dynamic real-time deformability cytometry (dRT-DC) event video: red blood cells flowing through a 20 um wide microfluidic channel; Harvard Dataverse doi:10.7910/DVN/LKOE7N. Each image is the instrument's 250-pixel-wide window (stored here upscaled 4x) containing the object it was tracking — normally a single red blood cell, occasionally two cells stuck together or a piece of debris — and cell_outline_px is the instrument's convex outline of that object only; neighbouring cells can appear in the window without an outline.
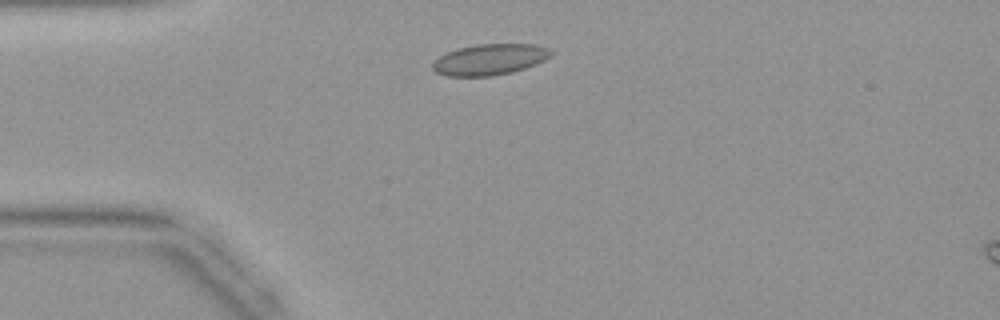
{"species": "common noctule bat (a hibernating species)", "species_latin": "Nyctalus noctula", "temperature_condition": "warm", "stored_images_in_passage": 34, "camera_frame_rate_fps": 3000, "um_per_image_px": 0.085, "animal": {"sex": "female", "body_mass_g": 19.9}, "frame": {"image": 1, "passage_image": 1, "time_ms": 0.0, "image_size_px": [1000, 320], "cell_outline_px": [[552, 56], [536, 64], [512, 72], [492, 76], [444, 76], [436, 72], [432, 68], [432, 60], [456, 48], [476, 44], [536, 44], [548, 48], [552, 52]], "centroid_in_image_um": [41.6, 5.05], "position_along_channel_um": 43.4, "area_um2": 21.56}}
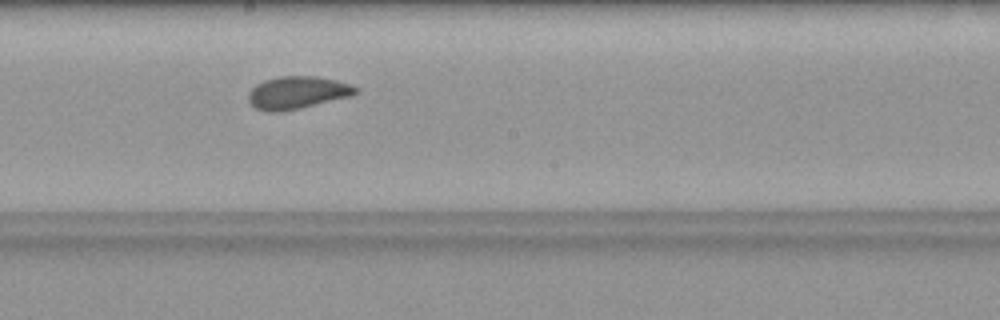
{"frame": {"image": 2, "passage_image": 14, "time_ms": 4.333, "image_size_px": [1000, 320], "cell_outline_px": [[360, 92], [352, 96], [300, 108], [280, 112], [268, 112], [256, 108], [248, 100], [248, 92], [256, 84], [264, 80], [280, 76], [316, 76], [336, 80], [352, 84], [360, 88]], "centroid_in_image_um": [25.31, 7.87], "position_along_channel_um": 222.9, "area_um2": 20.58}}
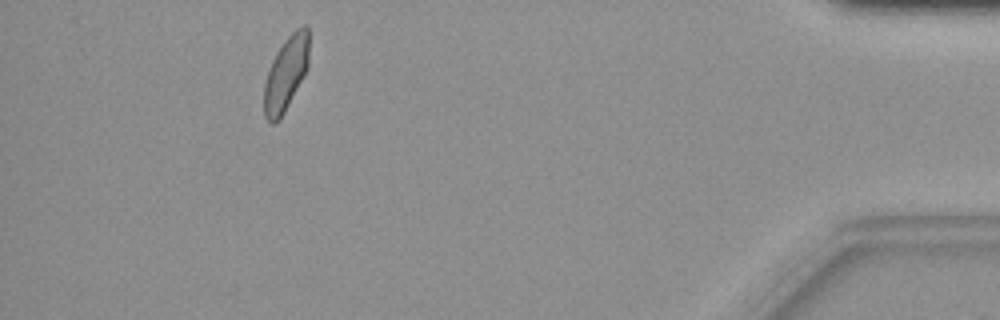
{"frame": {"image": 3, "passage_image": 30, "time_ms": 9.667, "image_size_px": [1000, 320], "cell_outline_px": [[308, 68], [280, 120], [276, 124], [272, 124], [264, 116], [264, 84], [272, 60], [276, 52], [284, 40], [300, 24], [308, 24]], "centroid_in_image_um": [24.3, 6.24], "position_along_channel_um": 410.9, "area_um2": 19.54}}